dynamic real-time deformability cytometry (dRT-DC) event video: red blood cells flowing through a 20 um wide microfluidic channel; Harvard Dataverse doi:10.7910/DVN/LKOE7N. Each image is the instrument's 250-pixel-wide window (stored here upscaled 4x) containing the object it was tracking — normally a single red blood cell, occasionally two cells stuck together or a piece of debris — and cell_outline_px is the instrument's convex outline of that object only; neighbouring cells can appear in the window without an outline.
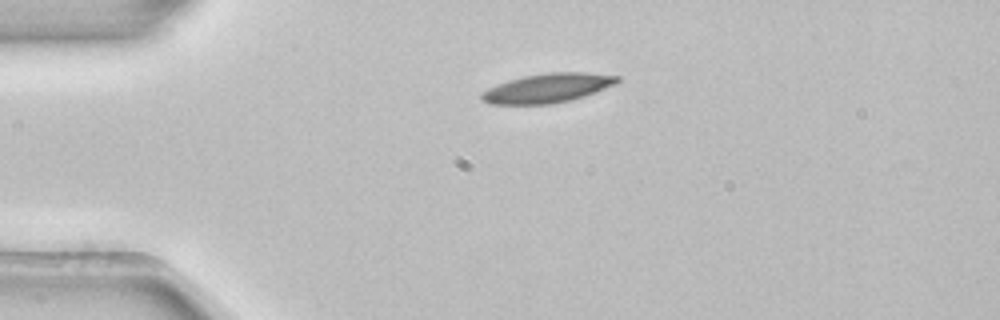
{"species": "common noctule bat (a hibernating species)", "species_latin": "Nyctalus noctula", "temperature_condition": "room temperature", "stored_images_in_passage": 42, "camera_frame_rate_fps": 3000, "um_per_image_px": 0.085, "animal": {"sex": "female", "body_mass_g": 22.7, "forearm_length_mm": 54.2}, "frame": {"image": 1, "passage_image": 1, "time_ms": 0.0, "image_size_px": [1000, 320], "cell_outline_px": [[620, 80], [616, 84], [584, 96], [572, 100], [552, 104], [488, 104], [480, 100], [480, 92], [496, 84], [508, 80], [524, 76], [548, 72], [580, 72], [620, 76]], "centroid_in_image_um": [46.5, 7.49], "position_along_channel_um": 38.5, "area_um2": 23.24}}
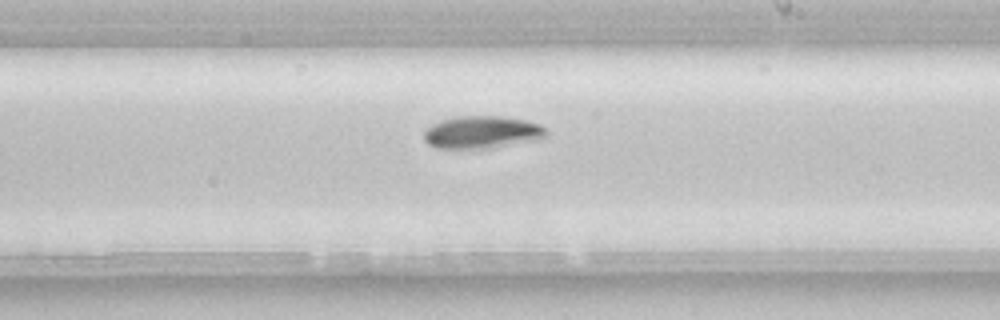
{"frame": {"image": 2, "passage_image": 20, "time_ms": 6.333, "image_size_px": [1000, 320], "cell_outline_px": [[548, 136], [544, 140], [492, 148], [436, 148], [428, 144], [424, 140], [424, 132], [432, 124], [440, 120], [456, 116], [500, 116], [528, 120], [540, 124], [548, 128]], "centroid_in_image_um": [41.07, 11.24], "position_along_channel_um": 247.9, "area_um2": 23.81}}
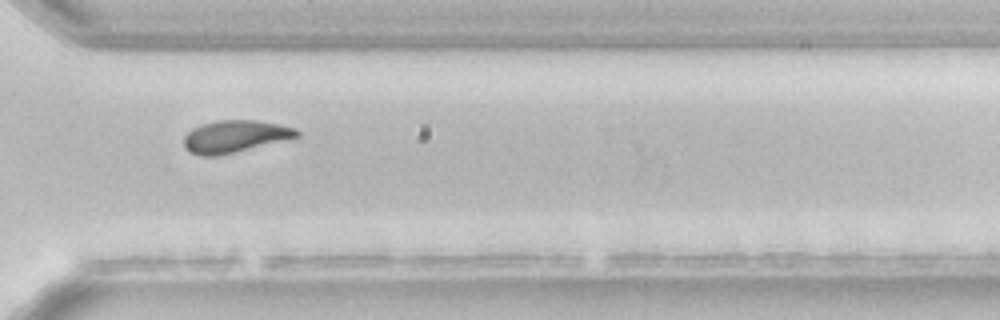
{"frame": {"image": 3, "passage_image": 28, "time_ms": 9.0, "image_size_px": [1000, 320], "cell_outline_px": [[300, 136], [216, 156], [200, 156], [188, 152], [184, 148], [184, 136], [192, 128], [200, 124], [216, 120], [256, 120], [280, 124], [296, 128], [300, 132]], "centroid_in_image_um": [19.93, 11.58], "position_along_channel_um": 350.7, "area_um2": 21.15}, "authors_computed_cell_mechanics": {"area_um2": 22.9755, "velocity_mm_per_s": 3.8545, "shape_relaxation_time_tau1_ms": 3.1224, "shape_relaxation_time_tau2_ms": null, "deformation_change_tau1": 0.1262, "deformation_change_tau2": null}}